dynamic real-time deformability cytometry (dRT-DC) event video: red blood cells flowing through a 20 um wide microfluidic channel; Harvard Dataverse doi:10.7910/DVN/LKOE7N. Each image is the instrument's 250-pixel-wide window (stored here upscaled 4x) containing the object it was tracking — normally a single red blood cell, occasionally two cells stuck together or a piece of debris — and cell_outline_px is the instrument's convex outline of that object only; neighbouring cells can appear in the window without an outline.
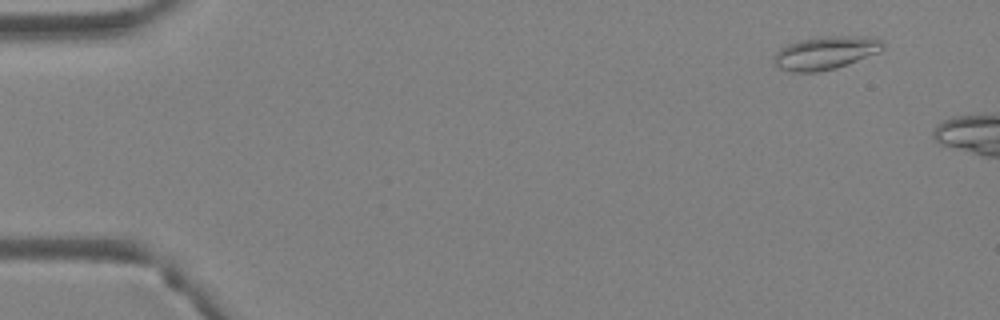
{"species": "Egyptian fruit bat (a non-hibernating species)", "species_latin": "Rousettus aegyptiacus", "temperature_condition": "warm", "stored_images_in_passage": 3, "camera_frame_rate_fps": 3000, "um_per_image_px": 0.085, "animal": {"sex": "female"}, "frame": {"image": 1, "passage_image": 1, "time_ms": 0.0, "image_size_px": [1000, 320], "cell_outline_px": [[884, 48], [880, 52], [836, 68], [816, 72], [792, 72], [776, 68], [772, 64], [772, 60], [776, 52], [780, 48], [788, 44], [800, 40], [828, 36], [872, 36], [884, 40]], "centroid_in_image_um": [70.17, 4.49], "position_along_channel_um": 14.8, "area_um2": 21.33}}